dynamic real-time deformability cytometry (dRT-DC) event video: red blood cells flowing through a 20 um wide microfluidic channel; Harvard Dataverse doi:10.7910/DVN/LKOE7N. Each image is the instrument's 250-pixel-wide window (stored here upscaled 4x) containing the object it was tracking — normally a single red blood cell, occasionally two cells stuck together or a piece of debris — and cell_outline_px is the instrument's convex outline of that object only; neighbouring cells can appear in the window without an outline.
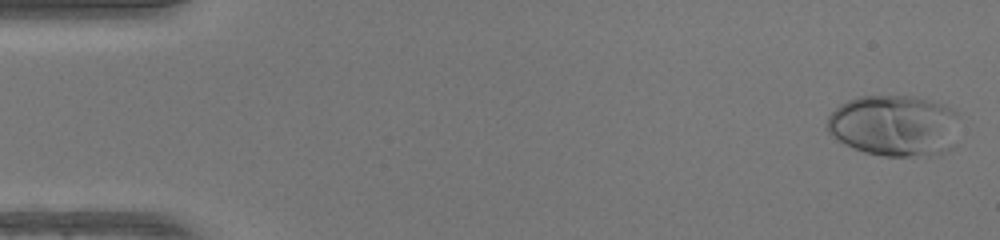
{"species": "human", "species_latin": "Homo sapiens", "temperature_condition": "warm", "stored_images_in_passage": 49, "camera_frame_rate_fps": 3000, "um_per_image_px": 0.085, "donor": {"sex": "female"}, "frame": {"image": 1, "passage_image": 1, "time_ms": 0.0, "image_size_px": [1000, 240], "cell_outline_px": [[956, 144], [952, 148], [928, 156], [880, 156], [864, 152], [852, 148], [844, 144], [832, 136], [828, 132], [828, 116], [840, 104], [848, 100], [860, 96], [916, 96], [944, 104], [952, 108], [956, 112]], "centroid_in_image_um": [76.02, 10.68], "position_along_channel_um": 9.0, "area_um2": 47.63}}
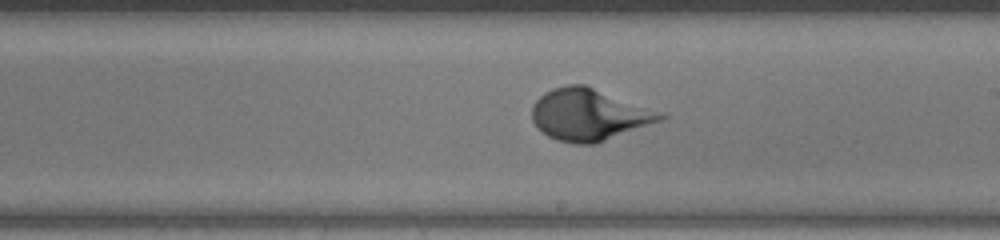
{"frame": {"image": 2, "passage_image": 28, "time_ms": 9.0, "image_size_px": [1000, 240], "cell_outline_px": [[668, 116], [660, 120], [596, 144], [576, 144], [556, 140], [548, 136], [536, 128], [532, 120], [532, 104], [544, 92], [552, 88], [568, 84], [584, 84], [664, 112]], "centroid_in_image_um": [50.04, 9.74], "position_along_channel_um": 239.0, "area_um2": 38.9}}
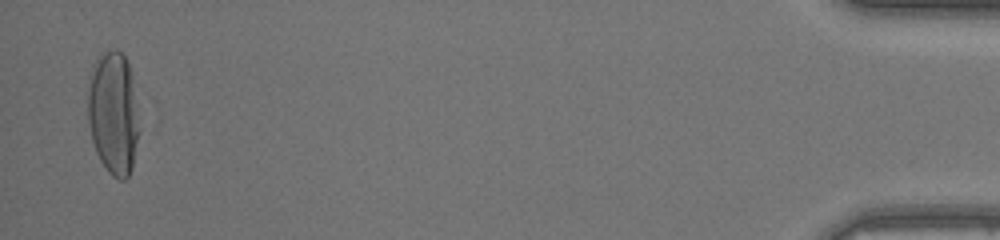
{"frame": {"image": 3, "passage_image": 48, "time_ms": 15.667, "image_size_px": [1000, 240], "cell_outline_px": [[140, 132], [132, 168], [128, 176], [124, 180], [120, 180], [112, 176], [108, 172], [100, 160], [96, 152], [92, 140], [88, 124], [88, 92], [96, 60], [100, 52], [112, 48], [116, 48], [124, 56], [128, 64], [140, 100]], "centroid_in_image_um": [9.7, 9.62], "position_along_channel_um": 425.5, "area_um2": 37.86}}